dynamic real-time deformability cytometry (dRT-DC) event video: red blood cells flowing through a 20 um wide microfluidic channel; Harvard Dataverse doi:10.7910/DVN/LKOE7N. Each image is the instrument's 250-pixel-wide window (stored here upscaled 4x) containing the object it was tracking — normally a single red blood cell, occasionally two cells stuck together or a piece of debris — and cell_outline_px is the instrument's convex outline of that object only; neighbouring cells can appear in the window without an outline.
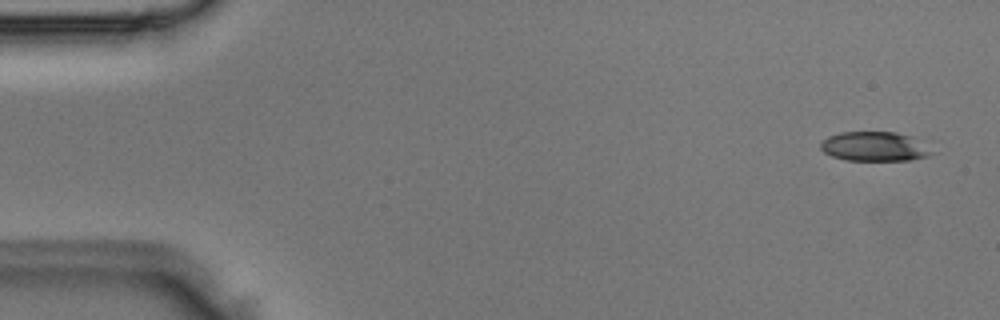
{"species": "Egyptian fruit bat (a non-hibernating species)", "species_latin": "Rousettus aegyptiacus", "temperature_condition": "room temperature", "stored_images_in_passage": 4, "camera_frame_rate_fps": 3000, "um_per_image_px": 0.085, "animal": {"sex": "male"}, "frame": {"image": 1, "passage_image": 1, "time_ms": 0.0, "image_size_px": [1000, 320], "cell_outline_px": [[932, 152], [928, 156], [908, 160], [844, 160], [832, 156], [824, 152], [820, 148], [820, 144], [828, 136], [840, 132], [896, 132], [912, 136]], "centroid_in_image_um": [74.27, 12.45], "position_along_channel_um": 10.7, "area_um2": 18.79}}